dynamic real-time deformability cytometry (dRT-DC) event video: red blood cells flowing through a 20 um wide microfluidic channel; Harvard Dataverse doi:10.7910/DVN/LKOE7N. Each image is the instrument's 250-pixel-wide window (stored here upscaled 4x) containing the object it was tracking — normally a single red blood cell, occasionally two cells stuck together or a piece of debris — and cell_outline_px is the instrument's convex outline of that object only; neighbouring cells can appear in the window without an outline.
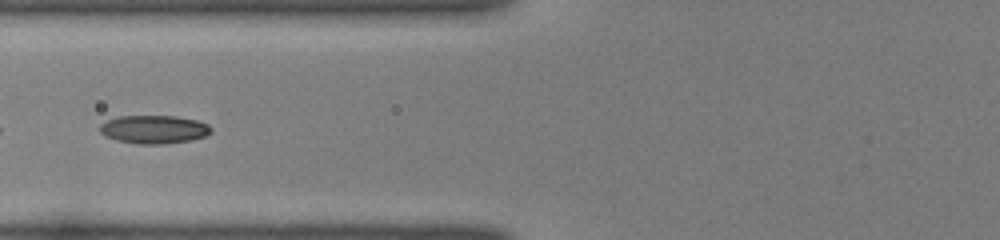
{"species": "common noctule bat (a hibernating species)", "species_latin": "Nyctalus noctula", "temperature_condition": "room temperature", "stored_images_in_passage": 35, "camera_frame_rate_fps": 3000, "um_per_image_px": 0.085, "animal": {"sex": "female", "body_mass_g": 22.0, "forearm_length_mm": 56.7}, "frame": {"image": 1, "passage_image": 6, "time_ms": 1.667, "image_size_px": [1000, 240], "cell_outline_px": [[212, 132], [204, 136], [188, 140], [164, 144], [136, 144], [116, 140], [104, 136], [100, 132], [100, 124], [116, 116], [176, 116], [196, 120], [208, 124], [212, 128]], "centroid_in_image_um": [13.06, 11.0], "position_along_channel_um": 112.7, "area_um2": 18.38}}
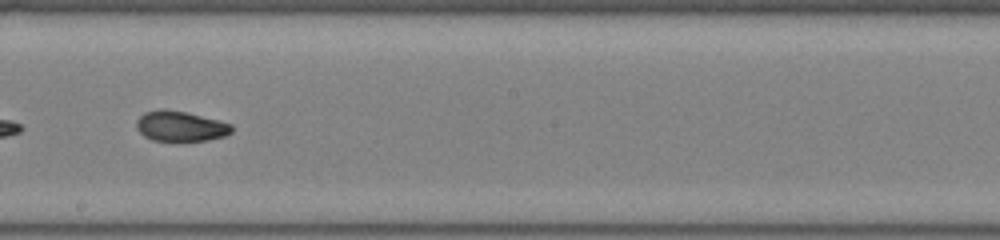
{"frame": {"image": 2, "passage_image": 15, "time_ms": 4.667, "image_size_px": [1000, 240], "cell_outline_px": [[232, 132], [224, 136], [208, 140], [152, 140], [144, 136], [136, 128], [136, 120], [144, 112], [160, 108], [164, 108], [184, 112], [232, 124]], "centroid_in_image_um": [15.29, 10.71], "position_along_channel_um": 232.9, "area_um2": 16.59}}
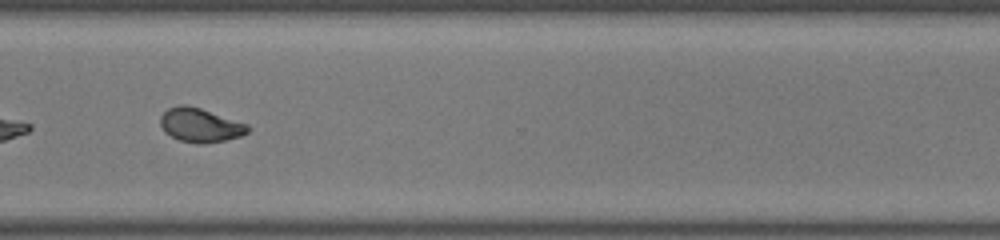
{"frame": {"image": 3, "passage_image": 24, "time_ms": 7.667, "image_size_px": [1000, 240], "cell_outline_px": [[252, 128], [248, 132], [240, 136], [224, 140], [204, 144], [196, 144], [180, 140], [164, 132], [160, 124], [160, 116], [168, 108], [180, 104], [188, 104], [248, 124]], "centroid_in_image_um": [17.01, 10.63], "position_along_channel_um": 353.6, "area_um2": 17.4}, "authors_computed_cell_mechanics": {"area_um2": 17.34, "velocity_mm_per_s": 4.008, "shape_relaxation_time_tau1_ms": 6.0479, "shape_relaxation_time_tau2_ms": 1.7981, "deformation_change_tau1": 0.1621, "deformation_change_tau2": 0.0675}}